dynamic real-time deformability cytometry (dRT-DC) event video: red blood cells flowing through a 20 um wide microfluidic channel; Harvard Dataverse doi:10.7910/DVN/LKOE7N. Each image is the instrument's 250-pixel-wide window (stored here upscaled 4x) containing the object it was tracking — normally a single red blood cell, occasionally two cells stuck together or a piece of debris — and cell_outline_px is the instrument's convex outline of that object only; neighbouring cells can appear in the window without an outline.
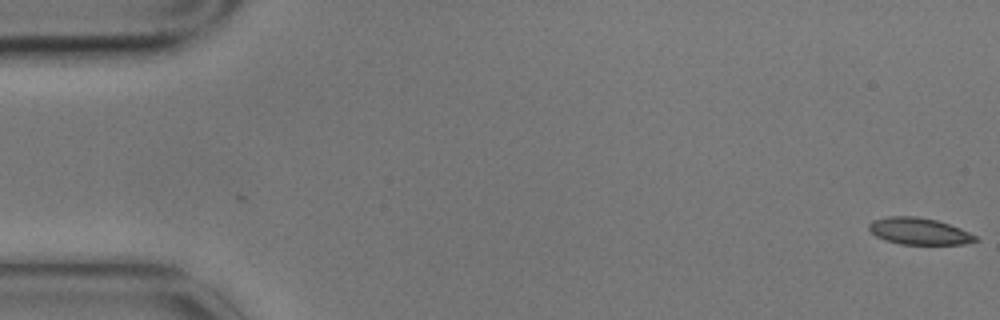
{"species": "common noctule bat (a hibernating species)", "species_latin": "Nyctalus noctula", "temperature_condition": "cold", "stored_images_in_passage": 9, "camera_frame_rate_fps": 3000, "um_per_image_px": 0.085, "animal": {"sex": "male", "body_mass_g": 17.9}, "frame": {"image": 1, "passage_image": 1, "time_ms": 0.0, "image_size_px": [1000, 320], "cell_outline_px": [[980, 240], [964, 244], [900, 244], [884, 240], [876, 236], [868, 228], [868, 224], [872, 220], [888, 216], [916, 216], [936, 220], [960, 228], [976, 236]], "centroid_in_image_um": [78.1, 19.65], "position_along_channel_um": 6.9, "area_um2": 16.59}}
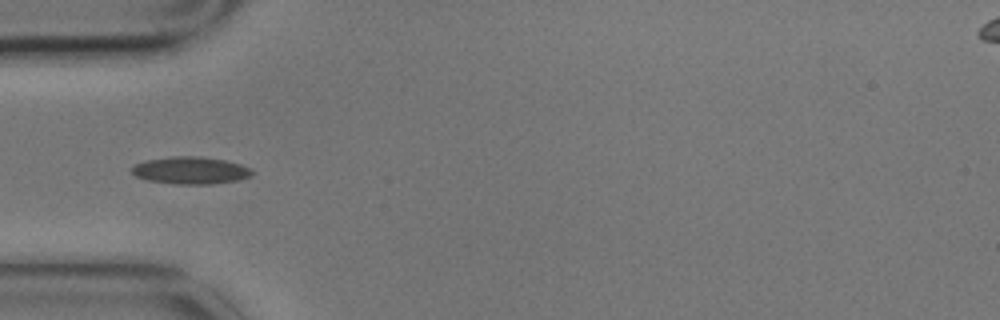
{"frame": {"image": 2, "passage_image": 6, "time_ms": 1.667, "image_size_px": [1000, 320], "cell_outline_px": [[252, 176], [236, 180], [212, 184], [176, 184], [148, 180], [136, 176], [132, 172], [132, 168], [136, 164], [148, 160], [172, 156], [196, 156], [224, 160], [240, 164], [252, 168]], "centroid_in_image_um": [16.23, 14.48], "position_along_channel_um": 68.8, "area_um2": 18.9}}